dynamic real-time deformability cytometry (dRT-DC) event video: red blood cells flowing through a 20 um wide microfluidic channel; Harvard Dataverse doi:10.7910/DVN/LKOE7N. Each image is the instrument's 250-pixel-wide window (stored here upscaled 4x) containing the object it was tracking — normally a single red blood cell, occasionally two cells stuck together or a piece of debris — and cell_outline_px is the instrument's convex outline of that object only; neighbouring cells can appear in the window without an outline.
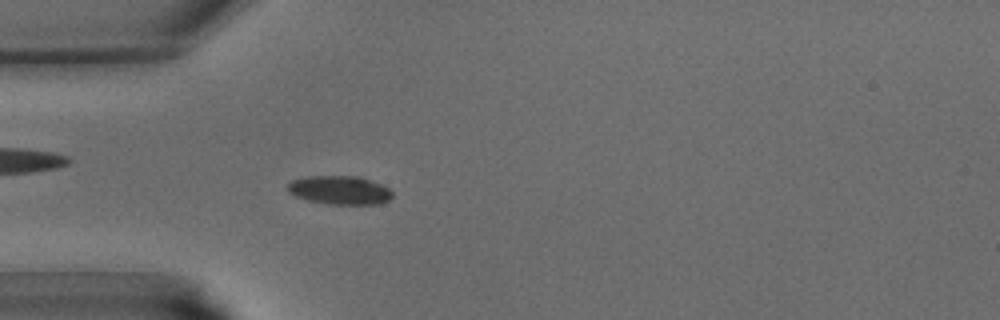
{"species": "common noctule bat (a hibernating species)", "species_latin": "Nyctalus noctula", "temperature_condition": "warm", "stored_images_in_passage": 36, "camera_frame_rate_fps": 3000, "um_per_image_px": 0.085, "animal": {"sex": "male", "body_mass_g": 15.6}, "frame": {"image": 1, "passage_image": 7, "time_ms": 2.0, "image_size_px": [1000, 320], "cell_outline_px": [[392, 196], [388, 200], [380, 204], [328, 204], [308, 200], [296, 196], [288, 192], [284, 188], [292, 180], [308, 176], [360, 176], [380, 184], [388, 188], [392, 192]], "centroid_in_image_um": [28.85, 16.16], "position_along_channel_um": 56.2, "area_um2": 17.51}}
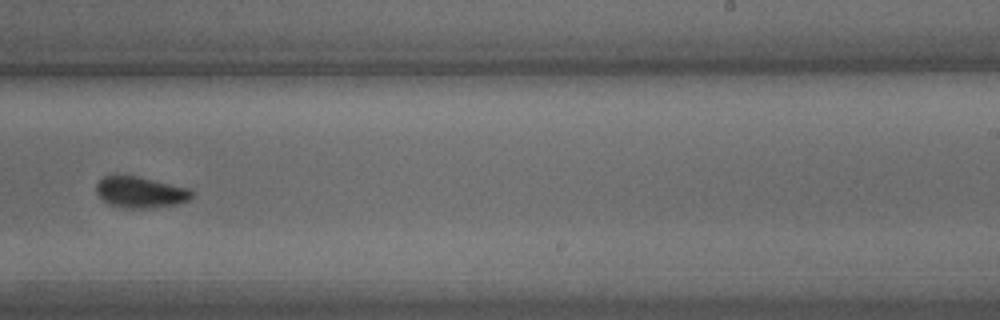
{"frame": {"image": 2, "passage_image": 21, "time_ms": 6.667, "image_size_px": [1000, 320], "cell_outline_px": [[192, 196], [188, 200], [180, 204], [144, 208], [116, 208], [108, 204], [96, 192], [96, 184], [104, 176], [112, 172], [120, 172], [192, 188]], "centroid_in_image_um": [11.89, 16.29], "position_along_channel_um": 277.1, "area_um2": 18.09}}
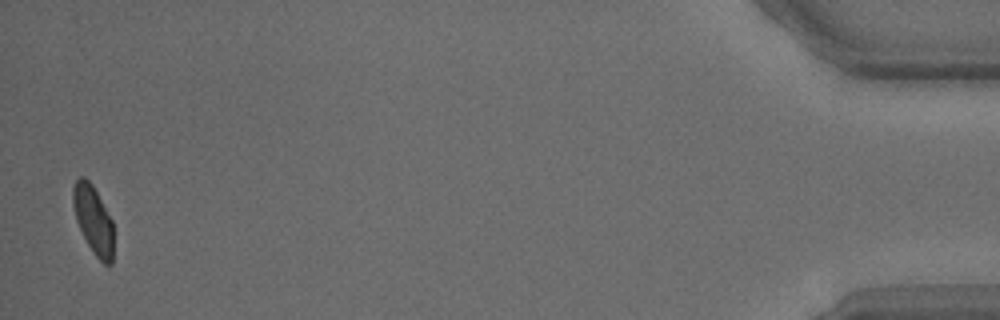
{"frame": {"image": 3, "passage_image": 36, "time_ms": 11.667, "image_size_px": [1000, 320], "cell_outline_px": [[112, 264], [104, 264], [96, 256], [88, 244], [76, 220], [72, 204], [72, 188], [76, 180], [80, 176], [84, 176], [92, 184], [112, 220]], "centroid_in_image_um": [7.9, 18.64], "position_along_channel_um": 427.3, "area_um2": 15.84}}